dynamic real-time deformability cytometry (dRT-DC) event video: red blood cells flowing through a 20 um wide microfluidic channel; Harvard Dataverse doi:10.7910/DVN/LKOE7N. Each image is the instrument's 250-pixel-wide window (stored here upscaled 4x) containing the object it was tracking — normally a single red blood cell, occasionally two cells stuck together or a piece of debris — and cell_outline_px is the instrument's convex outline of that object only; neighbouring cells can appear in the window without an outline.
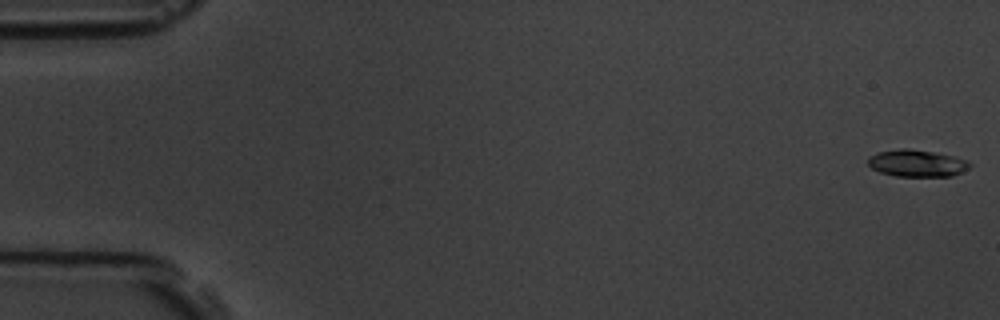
{"species": "common noctule bat (a hibernating species)", "species_latin": "Nyctalus noctula", "temperature_condition": "room temperature", "stored_images_in_passage": 5, "camera_frame_rate_fps": 3000, "um_per_image_px": 0.085, "animal": {"sex": "male", "body_mass_g": 19.5, "forearm_length_mm": 54.6}, "frame": {"image": 1, "passage_image": 1, "time_ms": 0.0, "image_size_px": [1000, 320], "cell_outline_px": [[972, 164], [968, 168], [952, 176], [896, 176], [880, 172], [872, 168], [868, 164], [868, 156], [876, 152], [900, 148], [908, 148], [956, 156], [968, 160]], "centroid_in_image_um": [77.93, 13.86], "position_along_channel_um": 7.1, "area_um2": 16.07}}
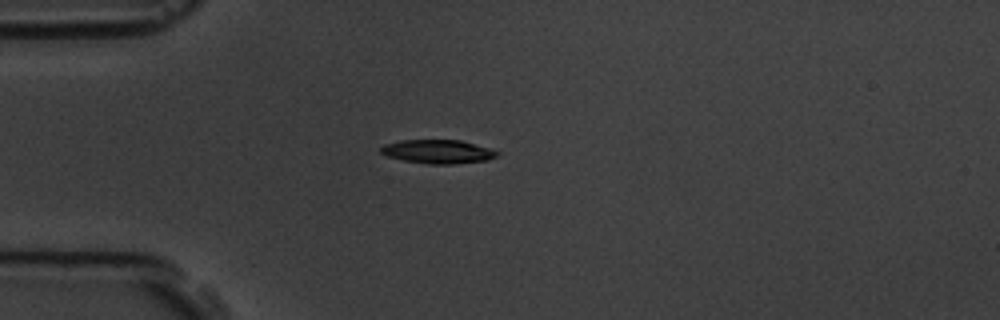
{"frame": {"image": 2, "passage_image": 4, "time_ms": 4.667, "image_size_px": [1000, 320], "cell_outline_px": [[500, 152], [496, 156], [488, 160], [452, 164], [428, 164], [404, 160], [388, 156], [380, 152], [380, 148], [384, 144], [400, 140], [460, 140], [488, 148]], "centroid_in_image_um": [37.2, 12.88], "position_along_channel_um": 47.8, "area_um2": 15.95}}